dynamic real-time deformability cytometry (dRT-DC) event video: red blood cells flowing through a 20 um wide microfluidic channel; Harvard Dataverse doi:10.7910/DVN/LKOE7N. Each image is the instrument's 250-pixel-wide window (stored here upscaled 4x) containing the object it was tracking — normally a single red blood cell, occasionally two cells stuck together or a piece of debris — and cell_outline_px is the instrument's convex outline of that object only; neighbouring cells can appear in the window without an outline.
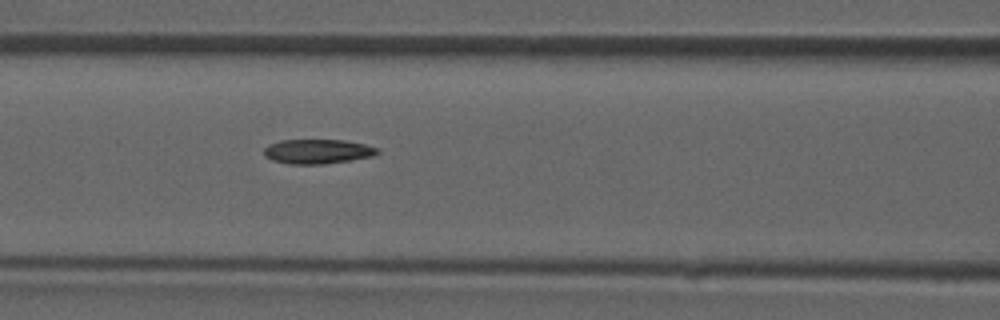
{"species": "common noctule bat (a hibernating species)", "species_latin": "Nyctalus noctula", "temperature_condition": "room temperature", "stored_images_in_passage": 48, "camera_frame_rate_fps": 3000, "um_per_image_px": 0.085, "animal": {"sex": "male", "forearm_length_mm": 52.5}, "frame": {"image": 1, "passage_image": 21, "time_ms": 6.667, "image_size_px": [1000, 320], "cell_outline_px": [[380, 152], [372, 156], [324, 164], [288, 164], [272, 160], [264, 156], [264, 148], [268, 144], [280, 140], [344, 140], [364, 144], [380, 148]], "centroid_in_image_um": [26.97, 12.87], "position_along_channel_um": 139.6, "area_um2": 16.24}}